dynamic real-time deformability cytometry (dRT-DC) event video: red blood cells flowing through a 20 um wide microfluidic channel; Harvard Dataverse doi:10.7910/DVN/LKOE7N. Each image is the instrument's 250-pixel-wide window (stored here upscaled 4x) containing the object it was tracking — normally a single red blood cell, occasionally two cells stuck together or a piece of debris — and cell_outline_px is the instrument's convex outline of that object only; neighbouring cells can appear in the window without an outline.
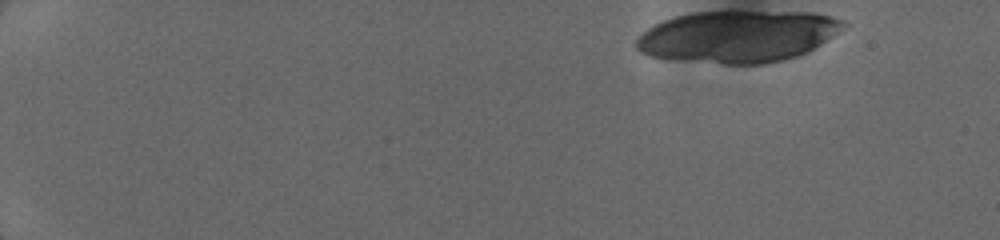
{"species": "human", "species_latin": "Homo sapiens", "temperature_condition": "cold", "stored_images_in_passage": 15, "camera_frame_rate_fps": 3000, "um_per_image_px": 0.085, "donor": {"sex": "female"}, "frame": {"image": 1, "passage_image": 1, "time_ms": 0.0, "image_size_px": [1000, 240], "cell_outline_px": [[848, 24], [832, 36], [820, 44], [796, 56], [784, 60], [764, 64], [724, 64], [648, 56], [640, 52], [636, 48], [636, 36], [652, 24], [676, 16], [692, 12], [816, 12], [832, 16], [844, 20]], "centroid_in_image_um": [62.69, 3.09], "position_along_channel_um": 22.3, "area_um2": 62.48}}